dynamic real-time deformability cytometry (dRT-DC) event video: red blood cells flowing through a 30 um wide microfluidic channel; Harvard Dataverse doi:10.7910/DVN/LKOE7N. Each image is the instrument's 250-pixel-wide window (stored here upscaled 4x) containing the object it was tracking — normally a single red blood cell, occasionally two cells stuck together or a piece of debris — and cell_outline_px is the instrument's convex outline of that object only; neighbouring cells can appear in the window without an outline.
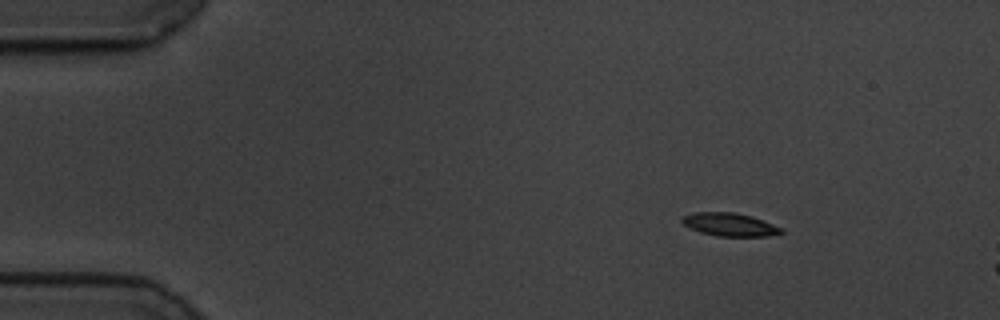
{"species": "common noctule bat (a hibernating species)", "species_latin": "Nyctalus noctula", "temperature_condition": "cold", "stored_images_in_passage": 8, "camera_frame_rate_fps": 3000, "um_per_image_px": 0.085, "animal": {"sex": "male", "body_mass_g": 19.5, "forearm_length_mm": 54.6}, "frame": {"image": 1, "passage_image": 1, "time_ms": 0.0, "image_size_px": [1000, 320], "cell_outline_px": [[784, 232], [768, 236], [716, 236], [700, 232], [684, 224], [680, 220], [684, 216], [692, 212], [736, 212], [752, 216], [784, 228]], "centroid_in_image_um": [62.05, 19.08], "position_along_channel_um": 22.9, "area_um2": 13.41}}